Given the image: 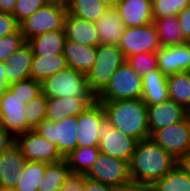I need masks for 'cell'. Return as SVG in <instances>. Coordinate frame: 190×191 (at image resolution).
Masks as SVG:
<instances>
[{"label":"cell","instance_id":"6da1fadb","mask_svg":"<svg viewBox=\"0 0 190 191\" xmlns=\"http://www.w3.org/2000/svg\"><path fill=\"white\" fill-rule=\"evenodd\" d=\"M178 164L172 155L151 138L137 142L129 162L132 183L150 187Z\"/></svg>","mask_w":190,"mask_h":191},{"label":"cell","instance_id":"7a4b0ae2","mask_svg":"<svg viewBox=\"0 0 190 191\" xmlns=\"http://www.w3.org/2000/svg\"><path fill=\"white\" fill-rule=\"evenodd\" d=\"M113 127L137 141L150 138L147 104L142 99L101 102Z\"/></svg>","mask_w":190,"mask_h":191},{"label":"cell","instance_id":"3957f363","mask_svg":"<svg viewBox=\"0 0 190 191\" xmlns=\"http://www.w3.org/2000/svg\"><path fill=\"white\" fill-rule=\"evenodd\" d=\"M126 61L117 45L99 44L93 67L86 74L89 91L96 98L109 84L115 71Z\"/></svg>","mask_w":190,"mask_h":191},{"label":"cell","instance_id":"277c9868","mask_svg":"<svg viewBox=\"0 0 190 191\" xmlns=\"http://www.w3.org/2000/svg\"><path fill=\"white\" fill-rule=\"evenodd\" d=\"M42 93L47 98L94 97L89 91L86 74L67 67L41 82Z\"/></svg>","mask_w":190,"mask_h":191},{"label":"cell","instance_id":"5b68a950","mask_svg":"<svg viewBox=\"0 0 190 191\" xmlns=\"http://www.w3.org/2000/svg\"><path fill=\"white\" fill-rule=\"evenodd\" d=\"M143 77L125 61L113 74L107 87L96 97L99 102L141 99Z\"/></svg>","mask_w":190,"mask_h":191},{"label":"cell","instance_id":"8992f818","mask_svg":"<svg viewBox=\"0 0 190 191\" xmlns=\"http://www.w3.org/2000/svg\"><path fill=\"white\" fill-rule=\"evenodd\" d=\"M66 16V6L48 2L19 23L20 31L28 42L45 32L64 29Z\"/></svg>","mask_w":190,"mask_h":191},{"label":"cell","instance_id":"52a82bcc","mask_svg":"<svg viewBox=\"0 0 190 191\" xmlns=\"http://www.w3.org/2000/svg\"><path fill=\"white\" fill-rule=\"evenodd\" d=\"M34 130L55 144L63 158L77 148V116H65L57 122L45 119Z\"/></svg>","mask_w":190,"mask_h":191},{"label":"cell","instance_id":"ba28073f","mask_svg":"<svg viewBox=\"0 0 190 191\" xmlns=\"http://www.w3.org/2000/svg\"><path fill=\"white\" fill-rule=\"evenodd\" d=\"M15 144L26 161L57 163L64 158L57 146L41 136L36 130H30L15 137Z\"/></svg>","mask_w":190,"mask_h":191},{"label":"cell","instance_id":"9c48e42d","mask_svg":"<svg viewBox=\"0 0 190 191\" xmlns=\"http://www.w3.org/2000/svg\"><path fill=\"white\" fill-rule=\"evenodd\" d=\"M86 177L113 187H122L132 183L129 163L102 152L99 153Z\"/></svg>","mask_w":190,"mask_h":191},{"label":"cell","instance_id":"30bf717a","mask_svg":"<svg viewBox=\"0 0 190 191\" xmlns=\"http://www.w3.org/2000/svg\"><path fill=\"white\" fill-rule=\"evenodd\" d=\"M99 137L100 152L130 162L138 141L115 129L107 116L102 119Z\"/></svg>","mask_w":190,"mask_h":191},{"label":"cell","instance_id":"8fae6325","mask_svg":"<svg viewBox=\"0 0 190 191\" xmlns=\"http://www.w3.org/2000/svg\"><path fill=\"white\" fill-rule=\"evenodd\" d=\"M150 138L165 151L179 160L190 151V123L184 120L173 123L167 127L155 130Z\"/></svg>","mask_w":190,"mask_h":191},{"label":"cell","instance_id":"7c38bea8","mask_svg":"<svg viewBox=\"0 0 190 191\" xmlns=\"http://www.w3.org/2000/svg\"><path fill=\"white\" fill-rule=\"evenodd\" d=\"M25 107V100L7 88L0 95V128L5 129L14 137L33 130L27 124L24 113Z\"/></svg>","mask_w":190,"mask_h":191},{"label":"cell","instance_id":"4fadbf2b","mask_svg":"<svg viewBox=\"0 0 190 191\" xmlns=\"http://www.w3.org/2000/svg\"><path fill=\"white\" fill-rule=\"evenodd\" d=\"M118 46L125 58L137 53L156 52L161 48L154 23L140 27H126Z\"/></svg>","mask_w":190,"mask_h":191},{"label":"cell","instance_id":"5bb4252c","mask_svg":"<svg viewBox=\"0 0 190 191\" xmlns=\"http://www.w3.org/2000/svg\"><path fill=\"white\" fill-rule=\"evenodd\" d=\"M105 116V110L97 100L77 116V147H99V128Z\"/></svg>","mask_w":190,"mask_h":191},{"label":"cell","instance_id":"9a60e30c","mask_svg":"<svg viewBox=\"0 0 190 191\" xmlns=\"http://www.w3.org/2000/svg\"><path fill=\"white\" fill-rule=\"evenodd\" d=\"M187 109L168 99L160 104L147 105V119L150 135L155 131L173 123L184 120Z\"/></svg>","mask_w":190,"mask_h":191},{"label":"cell","instance_id":"2e32d148","mask_svg":"<svg viewBox=\"0 0 190 191\" xmlns=\"http://www.w3.org/2000/svg\"><path fill=\"white\" fill-rule=\"evenodd\" d=\"M158 69L166 76L190 71V42L161 47L157 51Z\"/></svg>","mask_w":190,"mask_h":191},{"label":"cell","instance_id":"e0dca14e","mask_svg":"<svg viewBox=\"0 0 190 191\" xmlns=\"http://www.w3.org/2000/svg\"><path fill=\"white\" fill-rule=\"evenodd\" d=\"M116 10L126 27H140L154 21L152 0H119Z\"/></svg>","mask_w":190,"mask_h":191},{"label":"cell","instance_id":"ac0fdd59","mask_svg":"<svg viewBox=\"0 0 190 191\" xmlns=\"http://www.w3.org/2000/svg\"><path fill=\"white\" fill-rule=\"evenodd\" d=\"M95 100V97L47 98L46 120L57 122L65 116H78Z\"/></svg>","mask_w":190,"mask_h":191},{"label":"cell","instance_id":"d6986e66","mask_svg":"<svg viewBox=\"0 0 190 191\" xmlns=\"http://www.w3.org/2000/svg\"><path fill=\"white\" fill-rule=\"evenodd\" d=\"M25 163L26 159L16 144L8 151L0 154V184L2 189L14 190L19 175L24 170Z\"/></svg>","mask_w":190,"mask_h":191},{"label":"cell","instance_id":"ffe728a7","mask_svg":"<svg viewBox=\"0 0 190 191\" xmlns=\"http://www.w3.org/2000/svg\"><path fill=\"white\" fill-rule=\"evenodd\" d=\"M94 24L98 32L99 44L118 46L126 26L116 8L106 10Z\"/></svg>","mask_w":190,"mask_h":191},{"label":"cell","instance_id":"44dd1931","mask_svg":"<svg viewBox=\"0 0 190 191\" xmlns=\"http://www.w3.org/2000/svg\"><path fill=\"white\" fill-rule=\"evenodd\" d=\"M63 54L68 67L87 74L96 61L97 46L82 45L66 39Z\"/></svg>","mask_w":190,"mask_h":191},{"label":"cell","instance_id":"7402d4cb","mask_svg":"<svg viewBox=\"0 0 190 191\" xmlns=\"http://www.w3.org/2000/svg\"><path fill=\"white\" fill-rule=\"evenodd\" d=\"M64 29L66 39L82 45H99L98 32L94 22L67 13Z\"/></svg>","mask_w":190,"mask_h":191},{"label":"cell","instance_id":"603a6c76","mask_svg":"<svg viewBox=\"0 0 190 191\" xmlns=\"http://www.w3.org/2000/svg\"><path fill=\"white\" fill-rule=\"evenodd\" d=\"M33 50L31 45L26 42L17 49L6 62V79L10 83L19 82L31 78V62Z\"/></svg>","mask_w":190,"mask_h":191},{"label":"cell","instance_id":"cb8c5ba5","mask_svg":"<svg viewBox=\"0 0 190 191\" xmlns=\"http://www.w3.org/2000/svg\"><path fill=\"white\" fill-rule=\"evenodd\" d=\"M141 99L147 105L160 104L169 99L167 76L159 69L151 70L143 76Z\"/></svg>","mask_w":190,"mask_h":191},{"label":"cell","instance_id":"d4e9b609","mask_svg":"<svg viewBox=\"0 0 190 191\" xmlns=\"http://www.w3.org/2000/svg\"><path fill=\"white\" fill-rule=\"evenodd\" d=\"M66 40L65 29L49 31L28 41L33 50V56L63 54Z\"/></svg>","mask_w":190,"mask_h":191},{"label":"cell","instance_id":"484cf974","mask_svg":"<svg viewBox=\"0 0 190 191\" xmlns=\"http://www.w3.org/2000/svg\"><path fill=\"white\" fill-rule=\"evenodd\" d=\"M67 67L64 54L33 56L30 68L31 78L41 83Z\"/></svg>","mask_w":190,"mask_h":191},{"label":"cell","instance_id":"4316f807","mask_svg":"<svg viewBox=\"0 0 190 191\" xmlns=\"http://www.w3.org/2000/svg\"><path fill=\"white\" fill-rule=\"evenodd\" d=\"M158 40L161 47L178 46L187 42L179 26L177 16L154 18Z\"/></svg>","mask_w":190,"mask_h":191},{"label":"cell","instance_id":"83f0119b","mask_svg":"<svg viewBox=\"0 0 190 191\" xmlns=\"http://www.w3.org/2000/svg\"><path fill=\"white\" fill-rule=\"evenodd\" d=\"M169 99L190 109V71L167 76Z\"/></svg>","mask_w":190,"mask_h":191},{"label":"cell","instance_id":"f1b7e54d","mask_svg":"<svg viewBox=\"0 0 190 191\" xmlns=\"http://www.w3.org/2000/svg\"><path fill=\"white\" fill-rule=\"evenodd\" d=\"M150 187L154 191H190V174L178 163Z\"/></svg>","mask_w":190,"mask_h":191},{"label":"cell","instance_id":"f546056e","mask_svg":"<svg viewBox=\"0 0 190 191\" xmlns=\"http://www.w3.org/2000/svg\"><path fill=\"white\" fill-rule=\"evenodd\" d=\"M99 153V147H77L64 159L72 173L87 174Z\"/></svg>","mask_w":190,"mask_h":191},{"label":"cell","instance_id":"4dcf8cb0","mask_svg":"<svg viewBox=\"0 0 190 191\" xmlns=\"http://www.w3.org/2000/svg\"><path fill=\"white\" fill-rule=\"evenodd\" d=\"M70 172L65 159L57 163H46L41 187H38V191H60Z\"/></svg>","mask_w":190,"mask_h":191},{"label":"cell","instance_id":"1f68e13d","mask_svg":"<svg viewBox=\"0 0 190 191\" xmlns=\"http://www.w3.org/2000/svg\"><path fill=\"white\" fill-rule=\"evenodd\" d=\"M45 168L46 163L26 161L14 191H38V187H41Z\"/></svg>","mask_w":190,"mask_h":191},{"label":"cell","instance_id":"d6a6232c","mask_svg":"<svg viewBox=\"0 0 190 191\" xmlns=\"http://www.w3.org/2000/svg\"><path fill=\"white\" fill-rule=\"evenodd\" d=\"M66 7L68 14L91 22H95L109 9L99 0H71Z\"/></svg>","mask_w":190,"mask_h":191},{"label":"cell","instance_id":"836d02e7","mask_svg":"<svg viewBox=\"0 0 190 191\" xmlns=\"http://www.w3.org/2000/svg\"><path fill=\"white\" fill-rule=\"evenodd\" d=\"M47 97L41 92L32 98L24 109L27 124L34 130L46 119Z\"/></svg>","mask_w":190,"mask_h":191},{"label":"cell","instance_id":"e575fe53","mask_svg":"<svg viewBox=\"0 0 190 191\" xmlns=\"http://www.w3.org/2000/svg\"><path fill=\"white\" fill-rule=\"evenodd\" d=\"M126 62L142 77L151 70L158 69L156 52L137 53L126 58Z\"/></svg>","mask_w":190,"mask_h":191},{"label":"cell","instance_id":"d590c367","mask_svg":"<svg viewBox=\"0 0 190 191\" xmlns=\"http://www.w3.org/2000/svg\"><path fill=\"white\" fill-rule=\"evenodd\" d=\"M153 18L177 16L180 11L190 5V0H152Z\"/></svg>","mask_w":190,"mask_h":191},{"label":"cell","instance_id":"8d00e7d4","mask_svg":"<svg viewBox=\"0 0 190 191\" xmlns=\"http://www.w3.org/2000/svg\"><path fill=\"white\" fill-rule=\"evenodd\" d=\"M8 88L22 100H25V103L42 92L41 83L32 78L10 83Z\"/></svg>","mask_w":190,"mask_h":191},{"label":"cell","instance_id":"74e56055","mask_svg":"<svg viewBox=\"0 0 190 191\" xmlns=\"http://www.w3.org/2000/svg\"><path fill=\"white\" fill-rule=\"evenodd\" d=\"M26 43L20 29L13 34L0 38V63H6L9 57Z\"/></svg>","mask_w":190,"mask_h":191},{"label":"cell","instance_id":"f35d334b","mask_svg":"<svg viewBox=\"0 0 190 191\" xmlns=\"http://www.w3.org/2000/svg\"><path fill=\"white\" fill-rule=\"evenodd\" d=\"M46 3H48L47 0H17L13 11V16L20 23L27 17L33 15Z\"/></svg>","mask_w":190,"mask_h":191},{"label":"cell","instance_id":"ab89813d","mask_svg":"<svg viewBox=\"0 0 190 191\" xmlns=\"http://www.w3.org/2000/svg\"><path fill=\"white\" fill-rule=\"evenodd\" d=\"M20 24L12 14L0 13V38L16 33Z\"/></svg>","mask_w":190,"mask_h":191},{"label":"cell","instance_id":"60d3db41","mask_svg":"<svg viewBox=\"0 0 190 191\" xmlns=\"http://www.w3.org/2000/svg\"><path fill=\"white\" fill-rule=\"evenodd\" d=\"M85 178L86 174L70 172L60 191H84Z\"/></svg>","mask_w":190,"mask_h":191},{"label":"cell","instance_id":"b9f144b4","mask_svg":"<svg viewBox=\"0 0 190 191\" xmlns=\"http://www.w3.org/2000/svg\"><path fill=\"white\" fill-rule=\"evenodd\" d=\"M177 18L184 39L187 42H190V5L180 11L177 15Z\"/></svg>","mask_w":190,"mask_h":191},{"label":"cell","instance_id":"7bdbcfd3","mask_svg":"<svg viewBox=\"0 0 190 191\" xmlns=\"http://www.w3.org/2000/svg\"><path fill=\"white\" fill-rule=\"evenodd\" d=\"M15 145V137L3 128H0V154L8 151Z\"/></svg>","mask_w":190,"mask_h":191},{"label":"cell","instance_id":"ee69618b","mask_svg":"<svg viewBox=\"0 0 190 191\" xmlns=\"http://www.w3.org/2000/svg\"><path fill=\"white\" fill-rule=\"evenodd\" d=\"M114 187L111 185L103 184L99 181L92 180L88 177L85 178L84 191H113Z\"/></svg>","mask_w":190,"mask_h":191},{"label":"cell","instance_id":"f6af8a7d","mask_svg":"<svg viewBox=\"0 0 190 191\" xmlns=\"http://www.w3.org/2000/svg\"><path fill=\"white\" fill-rule=\"evenodd\" d=\"M17 0H0V13L12 14Z\"/></svg>","mask_w":190,"mask_h":191},{"label":"cell","instance_id":"bcb514c9","mask_svg":"<svg viewBox=\"0 0 190 191\" xmlns=\"http://www.w3.org/2000/svg\"><path fill=\"white\" fill-rule=\"evenodd\" d=\"M8 88L6 79V63H0V95Z\"/></svg>","mask_w":190,"mask_h":191},{"label":"cell","instance_id":"7dc6e473","mask_svg":"<svg viewBox=\"0 0 190 191\" xmlns=\"http://www.w3.org/2000/svg\"><path fill=\"white\" fill-rule=\"evenodd\" d=\"M179 165L190 174V151L178 160Z\"/></svg>","mask_w":190,"mask_h":191},{"label":"cell","instance_id":"c3c4849f","mask_svg":"<svg viewBox=\"0 0 190 191\" xmlns=\"http://www.w3.org/2000/svg\"><path fill=\"white\" fill-rule=\"evenodd\" d=\"M143 187L136 185L135 183H130L122 187H114L113 191H140Z\"/></svg>","mask_w":190,"mask_h":191},{"label":"cell","instance_id":"681fc988","mask_svg":"<svg viewBox=\"0 0 190 191\" xmlns=\"http://www.w3.org/2000/svg\"><path fill=\"white\" fill-rule=\"evenodd\" d=\"M99 1L108 8H116L119 0H99Z\"/></svg>","mask_w":190,"mask_h":191},{"label":"cell","instance_id":"f907efd6","mask_svg":"<svg viewBox=\"0 0 190 191\" xmlns=\"http://www.w3.org/2000/svg\"><path fill=\"white\" fill-rule=\"evenodd\" d=\"M71 0H47V2L50 3H57V4H61L64 6H67L70 3Z\"/></svg>","mask_w":190,"mask_h":191},{"label":"cell","instance_id":"816d5d0a","mask_svg":"<svg viewBox=\"0 0 190 191\" xmlns=\"http://www.w3.org/2000/svg\"><path fill=\"white\" fill-rule=\"evenodd\" d=\"M140 191H154L151 187H143Z\"/></svg>","mask_w":190,"mask_h":191},{"label":"cell","instance_id":"f5cc1de1","mask_svg":"<svg viewBox=\"0 0 190 191\" xmlns=\"http://www.w3.org/2000/svg\"><path fill=\"white\" fill-rule=\"evenodd\" d=\"M187 118H188L189 123H190V109H187Z\"/></svg>","mask_w":190,"mask_h":191},{"label":"cell","instance_id":"db71d44e","mask_svg":"<svg viewBox=\"0 0 190 191\" xmlns=\"http://www.w3.org/2000/svg\"><path fill=\"white\" fill-rule=\"evenodd\" d=\"M1 191H14V190L2 189Z\"/></svg>","mask_w":190,"mask_h":191}]
</instances>
